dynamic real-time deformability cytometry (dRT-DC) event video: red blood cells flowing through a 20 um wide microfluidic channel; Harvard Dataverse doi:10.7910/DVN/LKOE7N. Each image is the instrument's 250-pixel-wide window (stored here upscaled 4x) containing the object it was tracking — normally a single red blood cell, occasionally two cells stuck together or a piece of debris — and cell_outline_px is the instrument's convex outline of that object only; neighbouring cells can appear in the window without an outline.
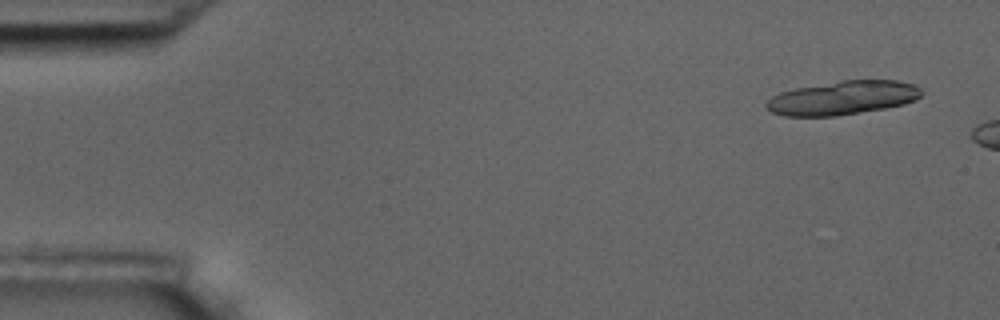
{"species": "common noctule bat (a hibernating species)", "species_latin": "Nyctalus noctula", "temperature_condition": "room temperature", "stored_images_in_passage": 5, "camera_frame_rate_fps": 3000, "um_per_image_px": 0.085, "animal": {"sex": "male", "body_mass_g": 17.5, "forearm_length_mm": 52.3}, "frame": {"image": 1, "passage_image": 1, "time_ms": 0.0, "image_size_px": [1000, 320], "cell_outline_px": [[924, 92], [916, 100], [904, 104], [884, 108], [836, 116], [784, 116], [772, 112], [764, 104], [772, 96], [780, 92], [796, 88], [840, 80], [896, 80], [912, 84], [920, 88]], "centroid_in_image_um": [71.63, 8.31], "position_along_channel_um": 13.4, "area_um2": 30.52}}